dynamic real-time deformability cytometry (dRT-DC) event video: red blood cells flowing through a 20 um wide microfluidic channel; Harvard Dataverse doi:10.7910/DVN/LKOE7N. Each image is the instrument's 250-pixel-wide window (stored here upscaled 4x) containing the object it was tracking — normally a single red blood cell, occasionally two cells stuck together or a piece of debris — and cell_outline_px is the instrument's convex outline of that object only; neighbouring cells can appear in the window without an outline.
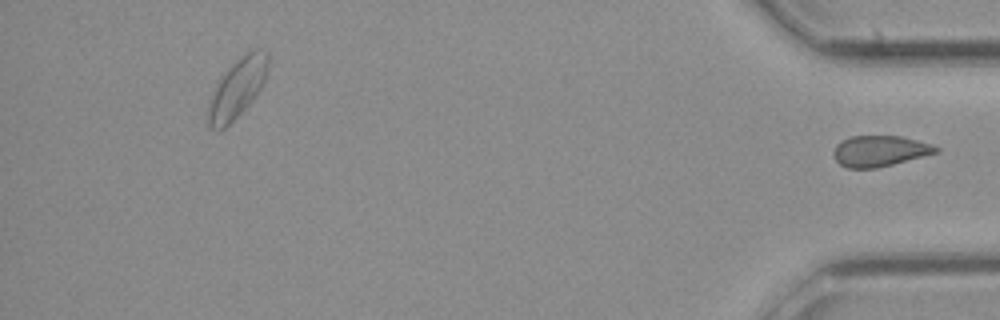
{"species": "common noctule bat (a hibernating species)", "species_latin": "Nyctalus noctula", "temperature_condition": "cold", "stored_images_in_passage": 21, "segment_of_instrument_passage": [2, 2], "camera_frame_rate_fps": 3000, "um_per_image_px": 0.085, "animal": {"sex": "female", "body_mass_g": 21.9}, "frame": {"image": 1, "passage_image": 21, "time_ms": 6.667, "image_size_px": [1000, 320], "cell_outline_px": [[940, 152], [876, 168], [848, 168], [840, 164], [836, 160], [832, 152], [836, 144], [840, 140], [852, 136], [900, 136], [932, 144], [940, 148]], "centroid_in_image_um": [74.77, 12.83], "position_along_channel_um": 360.4, "area_um2": 18.44}}